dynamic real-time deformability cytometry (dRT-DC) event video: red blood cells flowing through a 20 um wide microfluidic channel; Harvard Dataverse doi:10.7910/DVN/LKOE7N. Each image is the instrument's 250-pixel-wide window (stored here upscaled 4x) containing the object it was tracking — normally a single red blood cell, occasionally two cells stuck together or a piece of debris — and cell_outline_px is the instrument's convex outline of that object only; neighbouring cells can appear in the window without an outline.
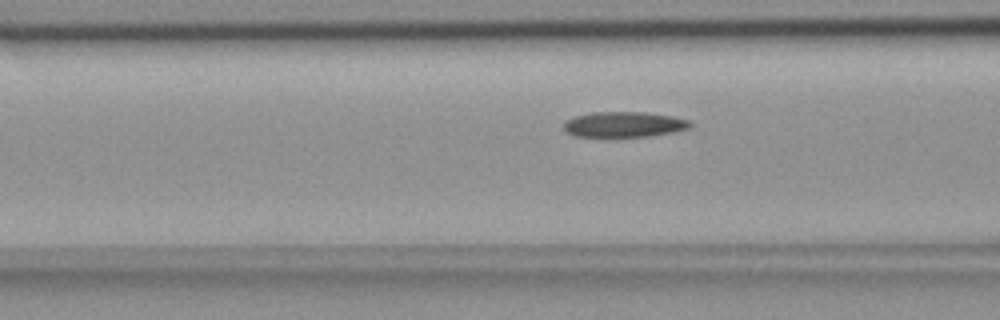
{"species": "common noctule bat (a hibernating species)", "species_latin": "Nyctalus noctula", "temperature_condition": "room temperature", "stored_images_in_passage": 54, "camera_frame_rate_fps": 3000, "um_per_image_px": 0.085, "animal": {"sex": "female", "body_mass_g": 18.4}, "frame": {"image": 1, "passage_image": 20, "time_ms": 6.333, "image_size_px": [1000, 320], "cell_outline_px": [[692, 124], [688, 128], [672, 132], [648, 136], [572, 136], [564, 132], [564, 120], [576, 116], [592, 112], [648, 112], [672, 116], [688, 120]], "centroid_in_image_um": [52.99, 10.57], "position_along_channel_um": 113.6, "area_um2": 18.67}}
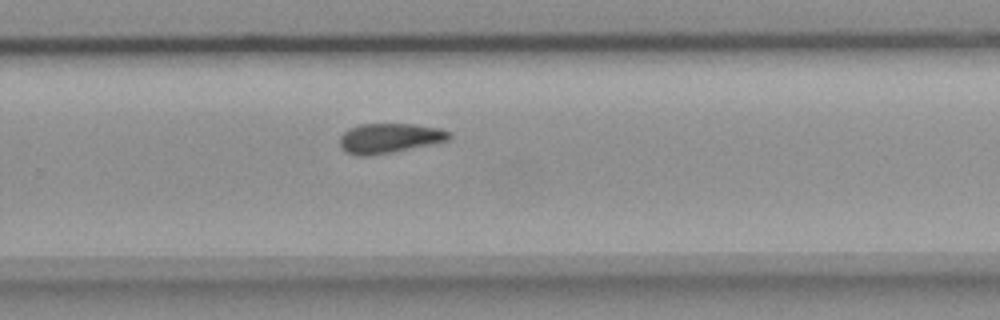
{"frame": {"image": 2, "passage_image": 35, "time_ms": 11.333, "image_size_px": [1000, 320], "cell_outline_px": [[452, 136], [448, 140], [388, 152], [364, 156], [360, 156], [344, 152], [340, 144], [340, 136], [348, 128], [360, 124], [412, 124], [440, 128], [452, 132]], "centroid_in_image_um": [33.07, 11.72], "position_along_channel_um": 296.7, "area_um2": 18.67}}
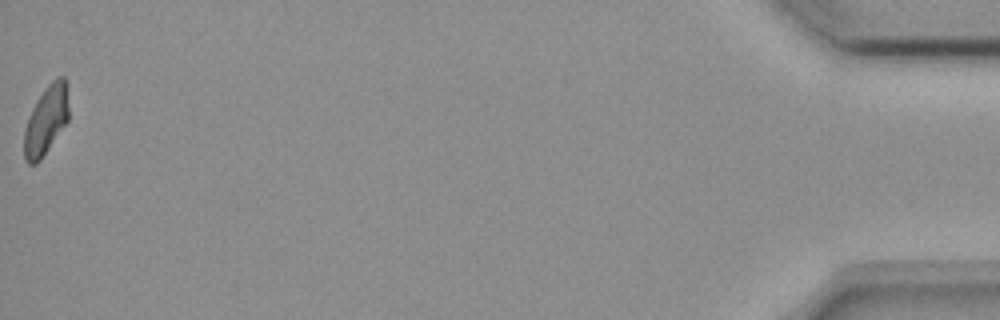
{"frame": {"image": 3, "passage_image": 54, "time_ms": 17.667, "image_size_px": [1000, 320], "cell_outline_px": [[68, 120], [40, 160], [36, 164], [28, 164], [24, 160], [24, 128], [28, 116], [36, 100], [44, 88], [52, 80], [60, 76], [64, 76], [68, 108]], "centroid_in_image_um": [3.87, 10.23], "position_along_channel_um": 431.3, "area_um2": 17.74}, "authors_computed_cell_mechanics": {"area_um2": 18.8717, "velocity_mm_per_s": 3.6708, "shape_relaxation_time_tau1_ms": null, "shape_relaxation_time_tau2_ms": 4.3552, "deformation_change_tau1": null, "deformation_change_tau2": 0.1036}}